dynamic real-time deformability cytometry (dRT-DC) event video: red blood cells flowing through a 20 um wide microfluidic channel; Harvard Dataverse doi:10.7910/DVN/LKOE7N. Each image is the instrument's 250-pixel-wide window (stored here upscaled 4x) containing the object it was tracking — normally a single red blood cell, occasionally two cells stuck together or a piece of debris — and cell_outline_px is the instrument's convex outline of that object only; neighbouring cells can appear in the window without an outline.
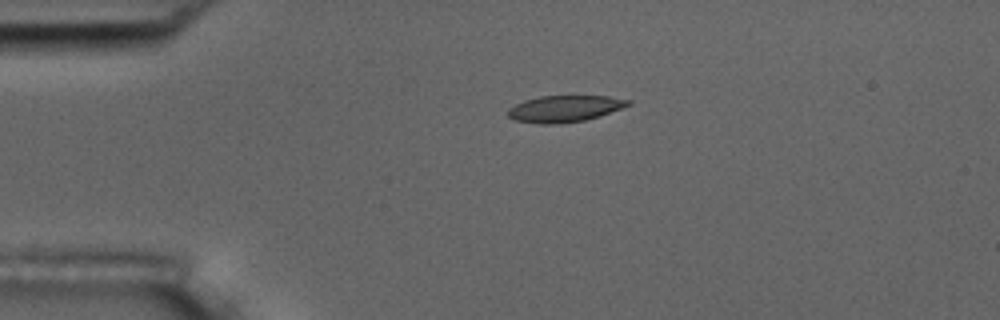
{"species": "common noctule bat (a hibernating species)", "species_latin": "Nyctalus noctula", "temperature_condition": "room temperature", "stored_images_in_passage": 5, "camera_frame_rate_fps": 3000, "um_per_image_px": 0.085, "animal": {"sex": "male", "body_mass_g": 17.5, "forearm_length_mm": 52.3}, "frame": {"image": 1, "passage_image": 4, "time_ms": 3.333, "image_size_px": [1000, 320], "cell_outline_px": [[632, 104], [600, 116], [584, 120], [556, 124], [540, 124], [512, 120], [508, 116], [508, 108], [524, 100], [540, 96], [608, 96], [632, 100]], "centroid_in_image_um": [47.99, 9.24], "position_along_channel_um": 37.0, "area_um2": 18.67}}